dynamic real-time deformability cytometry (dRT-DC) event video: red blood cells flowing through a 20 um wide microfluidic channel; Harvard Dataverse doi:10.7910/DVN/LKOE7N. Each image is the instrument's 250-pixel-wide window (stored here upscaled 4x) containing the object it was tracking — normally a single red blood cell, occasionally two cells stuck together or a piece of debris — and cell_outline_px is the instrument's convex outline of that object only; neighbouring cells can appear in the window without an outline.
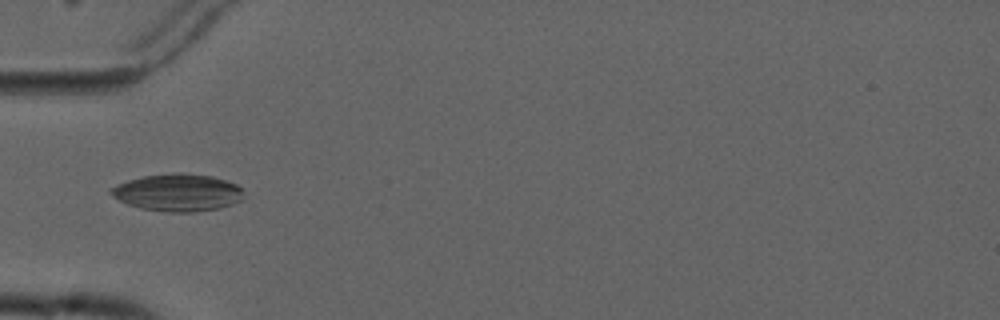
{"species": "common noctule bat (a hibernating species)", "species_latin": "Nyctalus noctula", "temperature_condition": "cold", "stored_images_in_passage": 7, "camera_frame_rate_fps": 3000, "um_per_image_px": 0.085, "animal": {"sex": "male", "forearm_length_mm": 52.5}, "frame": {"image": 1, "passage_image": 4, "time_ms": 4.667, "image_size_px": [1000, 320], "cell_outline_px": [[244, 196], [240, 200], [232, 204], [220, 208], [192, 212], [168, 212], [140, 208], [128, 204], [112, 196], [108, 192], [108, 188], [116, 184], [128, 180], [144, 176], [180, 172], [212, 176], [236, 184], [244, 192]], "centroid_in_image_um": [15.08, 16.36], "position_along_channel_um": 69.9, "area_um2": 28.9}}
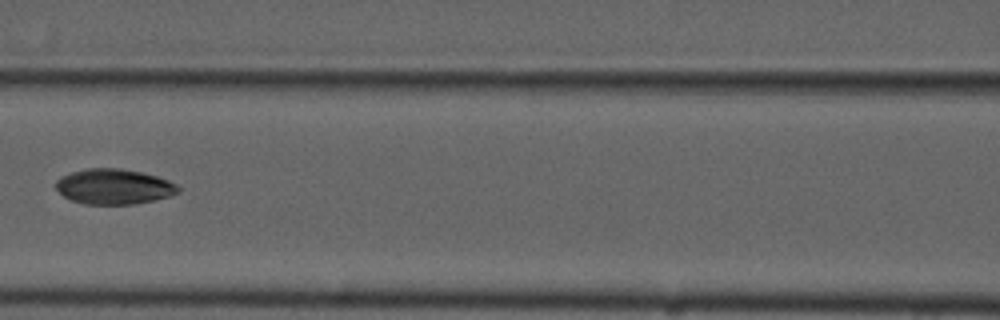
{"frame": {"image": 2, "passage_image": 6, "time_ms": 7.0, "image_size_px": [1000, 320], "cell_outline_px": [[180, 192], [168, 196], [136, 204], [84, 204], [72, 200], [64, 196], [56, 188], [56, 180], [60, 176], [84, 168], [120, 168], [140, 172], [156, 176], [168, 180], [176, 184], [180, 188]], "centroid_in_image_um": [9.67, 15.85], "position_along_channel_um": 156.9, "area_um2": 25.09}}
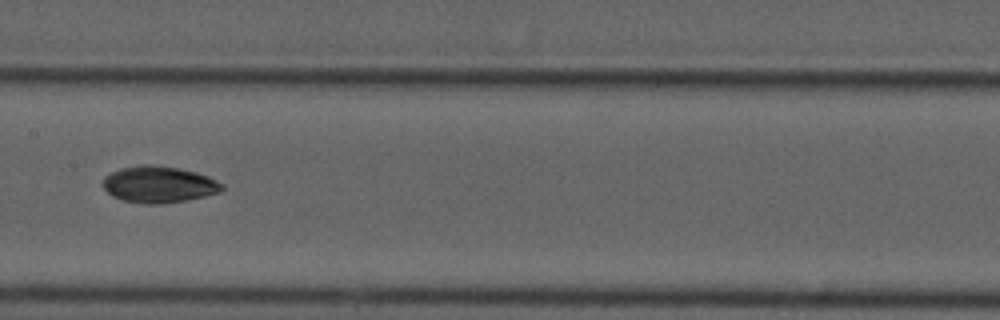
{"frame": {"image": 3, "passage_image": 7, "time_ms": 8.0, "image_size_px": [1000, 320], "cell_outline_px": [[224, 188], [220, 192], [204, 196], [184, 200], [160, 204], [144, 204], [124, 200], [112, 196], [100, 184], [104, 176], [120, 168], [140, 164], [152, 164], [180, 168], [196, 172], [208, 176], [224, 184]], "centroid_in_image_um": [13.48, 15.66], "position_along_channel_um": 193.9, "area_um2": 25.55}}